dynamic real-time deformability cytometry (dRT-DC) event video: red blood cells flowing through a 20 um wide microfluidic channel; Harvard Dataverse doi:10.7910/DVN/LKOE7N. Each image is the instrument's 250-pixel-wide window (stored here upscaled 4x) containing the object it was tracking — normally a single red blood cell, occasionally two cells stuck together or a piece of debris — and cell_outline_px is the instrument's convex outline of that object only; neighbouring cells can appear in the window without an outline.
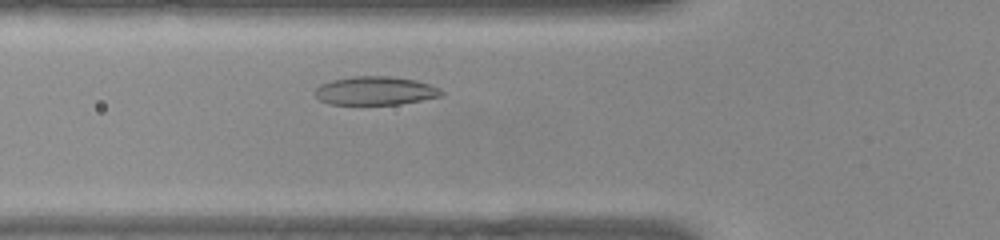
{"species": "common noctule bat (a hibernating species)", "species_latin": "Nyctalus noctula", "temperature_condition": "warm", "stored_images_in_passage": 32, "camera_frame_rate_fps": 3000, "um_per_image_px": 0.085, "animal": {"sex": "female", "body_mass_g": 22.0, "forearm_length_mm": 56.7}, "frame": {"image": 1, "passage_image": 7, "time_ms": 2.0, "image_size_px": [1000, 240], "cell_outline_px": [[444, 96], [400, 104], [328, 104], [320, 100], [316, 96], [316, 88], [320, 84], [332, 80], [352, 76], [388, 76], [416, 80], [440, 88], [444, 92]], "centroid_in_image_um": [31.93, 7.71], "position_along_channel_um": 93.9, "area_um2": 21.04}}
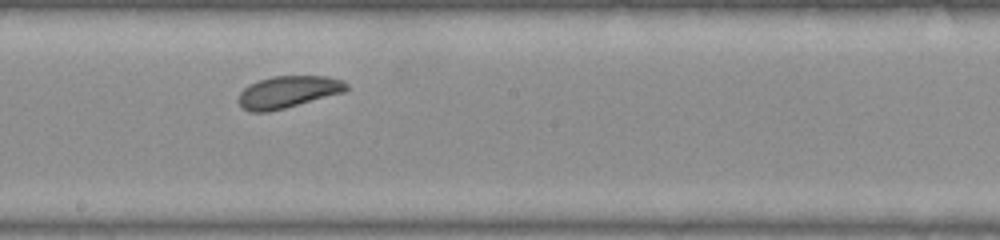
{"frame": {"image": 2, "passage_image": 17, "time_ms": 5.333, "image_size_px": [1000, 240], "cell_outline_px": [[348, 88], [344, 92], [284, 108], [268, 112], [248, 112], [240, 108], [236, 100], [240, 92], [248, 84], [272, 76], [328, 76], [344, 80], [348, 84]], "centroid_in_image_um": [24.43, 7.82], "position_along_channel_um": 223.8, "area_um2": 20.35}}
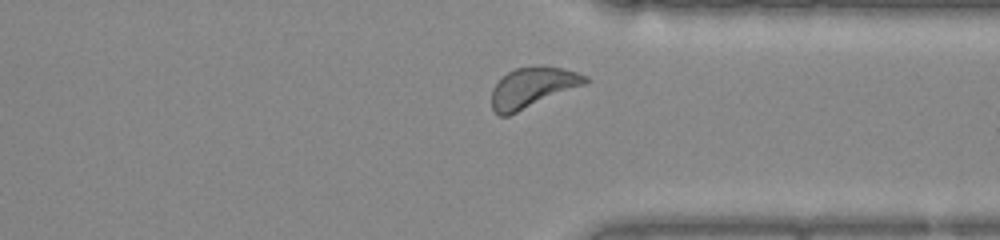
{"frame": {"image": 3, "passage_image": 28, "time_ms": 9.0, "image_size_px": [1000, 240], "cell_outline_px": [[588, 80], [584, 84], [508, 116], [500, 116], [492, 108], [492, 88], [508, 72], [516, 68], [540, 64], [544, 64], [564, 68], [588, 76]], "centroid_in_image_um": [45.26, 7.4], "position_along_channel_um": 366.1, "area_um2": 21.85}, "authors_computed_cell_mechanics": {"area_um2": 20.3745, "velocity_mm_per_s": 3.9054, "shape_relaxation_time_tau1_ms": 1.9008, "shape_relaxation_time_tau2_ms": 4.0723, "deformation_change_tau1": 0.0745, "deformation_change_tau2": 0.0811}}